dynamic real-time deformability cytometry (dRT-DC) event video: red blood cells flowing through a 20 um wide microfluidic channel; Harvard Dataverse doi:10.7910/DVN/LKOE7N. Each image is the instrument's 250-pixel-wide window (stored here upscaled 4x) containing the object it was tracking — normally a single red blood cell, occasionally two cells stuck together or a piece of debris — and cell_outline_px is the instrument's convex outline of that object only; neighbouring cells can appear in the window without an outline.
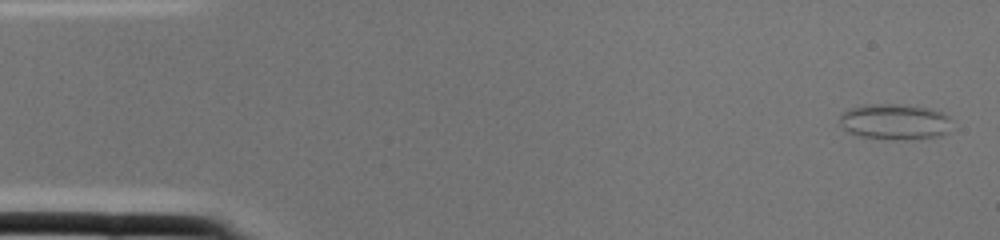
{"species": "common noctule bat (a hibernating species)", "species_latin": "Nyctalus noctula", "temperature_condition": "cold", "stored_images_in_passage": 2, "camera_frame_rate_fps": 3000, "um_per_image_px": 0.085, "animal": {"sex": "female", "body_mass_g": 22.0, "forearm_length_mm": 56.7}, "frame": {"image": 1, "passage_image": 1, "time_ms": 0.0, "image_size_px": [1000, 240], "cell_outline_px": [[948, 132], [936, 136], [892, 140], [860, 136], [848, 132], [840, 124], [840, 116], [848, 108], [864, 104], [896, 104], [928, 108], [944, 112], [948, 116]], "centroid_in_image_um": [76.0, 10.33], "position_along_channel_um": 9.0, "area_um2": 23.12}}
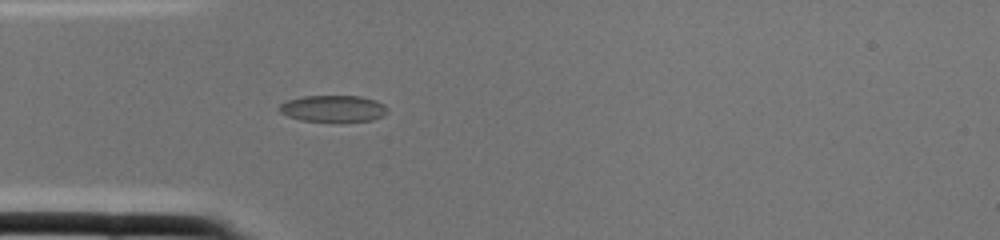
{"frame": {"image": 2, "passage_image": 2, "time_ms": 0.333, "image_size_px": [1000, 240], "cell_outline_px": [[388, 112], [384, 116], [372, 120], [300, 120], [288, 116], [280, 112], [276, 108], [280, 104], [288, 100], [304, 96], [360, 96], [376, 100], [384, 104], [388, 108]], "centroid_in_image_um": [28.33, 9.2], "position_along_channel_um": 56.7, "area_um2": 16.53}}